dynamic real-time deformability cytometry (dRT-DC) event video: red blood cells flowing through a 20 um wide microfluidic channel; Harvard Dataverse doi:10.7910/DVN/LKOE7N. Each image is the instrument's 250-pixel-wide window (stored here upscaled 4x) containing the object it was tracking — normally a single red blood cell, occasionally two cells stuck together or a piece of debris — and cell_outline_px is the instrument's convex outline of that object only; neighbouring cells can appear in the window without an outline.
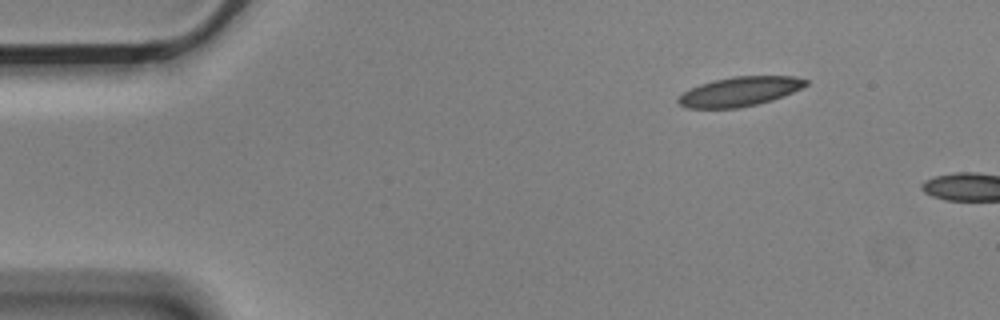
{"species": "Egyptian fruit bat (a non-hibernating species)", "species_latin": "Rousettus aegyptiacus", "temperature_condition": "cold", "stored_images_in_passage": 2, "camera_frame_rate_fps": 3000, "um_per_image_px": 0.085, "animal": {"sex": "male"}, "frame": {"image": 1, "passage_image": 1, "time_ms": 0.0, "image_size_px": [1000, 320], "cell_outline_px": [[808, 84], [792, 92], [772, 100], [740, 108], [684, 108], [676, 100], [684, 92], [700, 84], [712, 80], [732, 76], [796, 76], [808, 80]], "centroid_in_image_um": [62.87, 7.77], "position_along_channel_um": 22.1, "area_um2": 21.79}}